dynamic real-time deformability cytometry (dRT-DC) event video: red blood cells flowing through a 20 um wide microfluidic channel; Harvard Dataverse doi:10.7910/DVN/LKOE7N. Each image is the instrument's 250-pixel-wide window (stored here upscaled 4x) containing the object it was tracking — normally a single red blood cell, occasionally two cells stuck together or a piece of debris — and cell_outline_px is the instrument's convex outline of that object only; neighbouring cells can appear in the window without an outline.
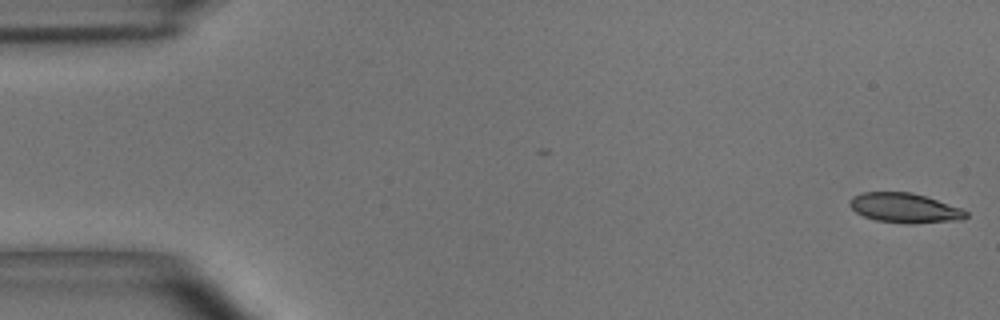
{"species": "common noctule bat (a hibernating species)", "species_latin": "Nyctalus noctula", "temperature_condition": "room temperature", "stored_images_in_passage": 2, "camera_frame_rate_fps": 3000, "um_per_image_px": 0.085, "animal": {"sex": "male", "body_mass_g": 15.6}, "frame": {"image": 1, "passage_image": 2, "time_ms": 0.333, "image_size_px": [1000, 320], "cell_outline_px": [[968, 216], [964, 220], [912, 224], [904, 224], [876, 220], [864, 216], [856, 212], [848, 204], [848, 200], [852, 196], [860, 192], [912, 192], [964, 208], [968, 212]], "centroid_in_image_um": [76.93, 17.68], "position_along_channel_um": 8.1, "area_um2": 20.58}}